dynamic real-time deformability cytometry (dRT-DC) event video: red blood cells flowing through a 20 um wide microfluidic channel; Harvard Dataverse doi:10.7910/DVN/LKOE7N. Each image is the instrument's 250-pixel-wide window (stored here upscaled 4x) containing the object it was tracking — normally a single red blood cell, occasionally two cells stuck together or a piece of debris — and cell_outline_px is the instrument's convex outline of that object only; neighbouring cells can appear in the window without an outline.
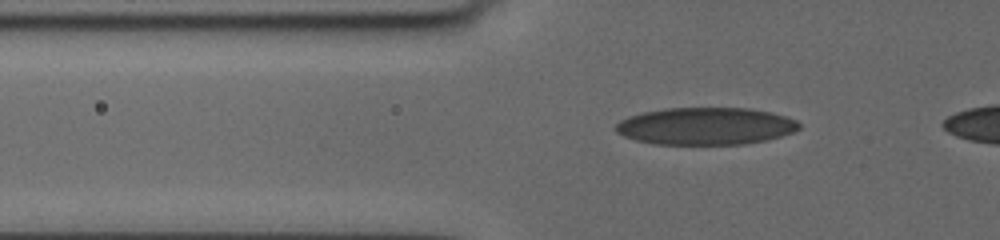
{"species": "human", "species_latin": "Homo sapiens", "temperature_condition": "cold", "stored_images_in_passage": 45, "camera_frame_rate_fps": 3000, "um_per_image_px": 0.085, "donor": {"sex": "female"}, "frame": {"image": 1, "passage_image": 12, "time_ms": 3.667, "image_size_px": [1000, 240], "cell_outline_px": [[800, 128], [792, 132], [780, 136], [764, 140], [744, 144], [652, 144], [636, 140], [624, 136], [616, 132], [612, 128], [620, 120], [628, 116], [644, 112], [664, 108], [748, 108], [772, 112], [796, 120], [800, 124]], "centroid_in_image_um": [59.94, 10.71], "position_along_channel_um": 65.9, "area_um2": 39.88}}
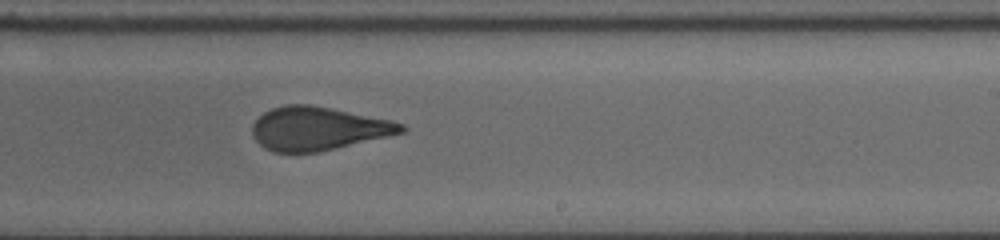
{"frame": {"image": 2, "passage_image": 29, "time_ms": 9.333, "image_size_px": [1000, 240], "cell_outline_px": [[408, 128], [404, 132], [336, 148], [316, 152], [272, 152], [264, 148], [252, 136], [252, 124], [264, 112], [272, 108], [288, 104], [308, 104], [392, 120], [404, 124]], "centroid_in_image_um": [27.02, 10.93], "position_along_channel_um": 262.0, "area_um2": 37.45}}
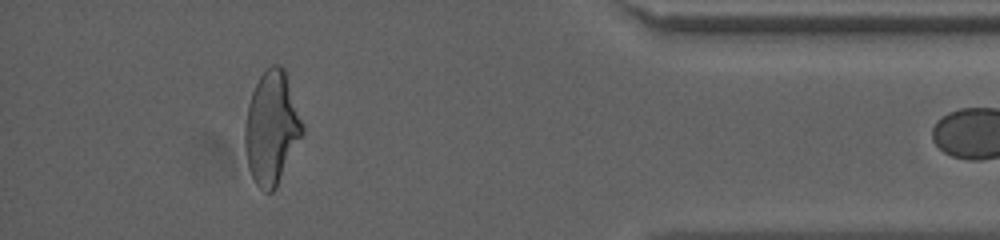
{"frame": {"image": 3, "passage_image": 44, "time_ms": 14.333, "image_size_px": [1000, 240], "cell_outline_px": [[304, 132], [276, 188], [272, 192], [264, 192], [256, 184], [248, 168], [244, 148], [244, 128], [248, 104], [252, 92], [260, 76], [272, 64], [280, 64], [284, 68], [304, 124]], "centroid_in_image_um": [23.08, 10.89], "position_along_channel_um": 412.1, "area_um2": 37.97}}